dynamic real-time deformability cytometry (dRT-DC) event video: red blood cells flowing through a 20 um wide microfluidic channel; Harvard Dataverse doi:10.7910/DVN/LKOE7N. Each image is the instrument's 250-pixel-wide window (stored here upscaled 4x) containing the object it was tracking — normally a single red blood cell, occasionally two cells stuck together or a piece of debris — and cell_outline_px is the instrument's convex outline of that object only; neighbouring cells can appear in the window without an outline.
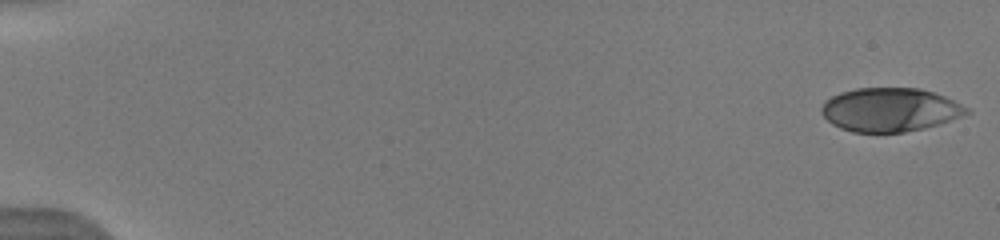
{"species": "human", "species_latin": "Homo sapiens", "temperature_condition": "warm", "stored_images_in_passage": 47, "camera_frame_rate_fps": 3000, "um_per_image_px": 0.085, "donor": {"sex": "male"}, "frame": {"image": 1, "passage_image": 1, "time_ms": 0.0, "image_size_px": [1000, 240], "cell_outline_px": [[972, 112], [940, 124], [924, 128], [904, 132], [852, 132], [840, 128], [832, 124], [820, 112], [820, 108], [832, 96], [840, 92], [856, 88], [920, 88], [944, 96], [968, 108]], "centroid_in_image_um": [75.64, 9.33], "position_along_channel_um": 9.4, "area_um2": 36.82}}
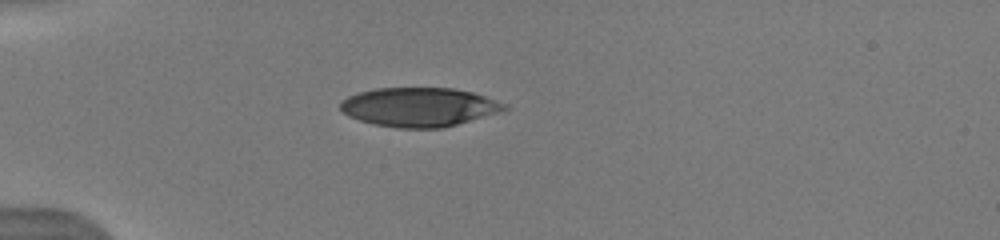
{"frame": {"image": 2, "passage_image": 10, "time_ms": 4.667, "image_size_px": [1000, 240], "cell_outline_px": [[508, 108], [500, 112], [456, 124], [440, 128], [396, 128], [372, 124], [348, 116], [340, 108], [340, 100], [348, 96], [360, 92], [376, 88], [452, 88], [472, 92], [508, 104]], "centroid_in_image_um": [35.61, 9.1], "position_along_channel_um": 49.4, "area_um2": 37.22}}
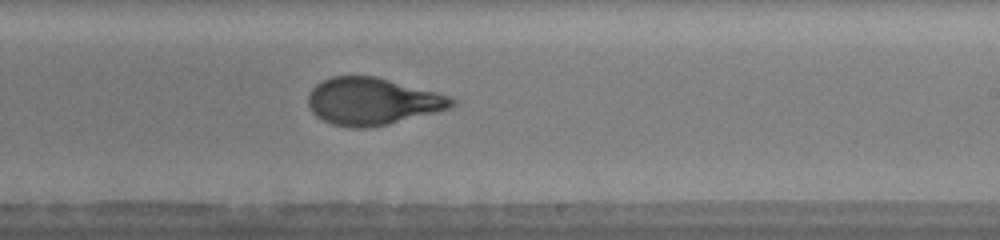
{"frame": {"image": 3, "passage_image": 24, "time_ms": 10.333, "image_size_px": [1000, 240], "cell_outline_px": [[456, 104], [448, 108], [436, 112], [388, 124], [364, 128], [348, 128], [332, 124], [316, 116], [312, 112], [308, 104], [308, 96], [312, 88], [316, 84], [332, 76], [376, 76], [436, 92], [448, 96], [456, 100]], "centroid_in_image_um": [31.63, 8.62], "position_along_channel_um": 257.4, "area_um2": 39.3}, "authors_computed_cell_mechanics": {"area_um2": 39.015, "velocity_mm_per_s": 4.1123, "shape_relaxation_time_tau1_ms": 4.4587, "shape_relaxation_time_tau2_ms": null, "deformation_change_tau1": 0.1917, "deformation_change_tau2": null}}